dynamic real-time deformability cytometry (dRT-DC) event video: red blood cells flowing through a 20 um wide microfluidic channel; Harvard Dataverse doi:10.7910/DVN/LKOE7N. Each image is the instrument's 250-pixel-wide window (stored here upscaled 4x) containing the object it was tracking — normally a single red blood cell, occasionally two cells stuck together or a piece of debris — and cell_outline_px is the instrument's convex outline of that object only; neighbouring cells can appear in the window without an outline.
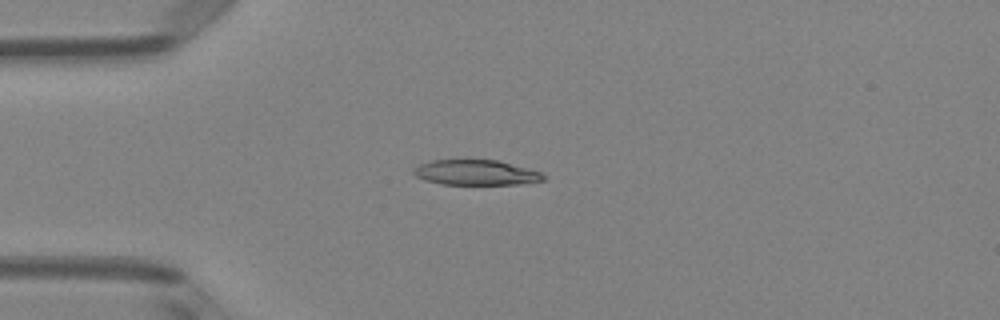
{"species": "Egyptian fruit bat (a non-hibernating species)", "species_latin": "Rousettus aegyptiacus", "temperature_condition": "room temperature", "stored_images_in_passage": 2, "camera_frame_rate_fps": 3000, "um_per_image_px": 0.085, "animal": {"sex": "female"}, "frame": {"image": 1, "passage_image": 2, "time_ms": 0.333, "image_size_px": [1000, 320], "cell_outline_px": [[548, 176], [544, 180], [524, 184], [440, 184], [424, 180], [416, 176], [412, 172], [412, 168], [420, 164], [432, 160], [496, 160], [528, 168], [540, 172]], "centroid_in_image_um": [40.45, 14.67], "position_along_channel_um": 44.5, "area_um2": 19.13}}